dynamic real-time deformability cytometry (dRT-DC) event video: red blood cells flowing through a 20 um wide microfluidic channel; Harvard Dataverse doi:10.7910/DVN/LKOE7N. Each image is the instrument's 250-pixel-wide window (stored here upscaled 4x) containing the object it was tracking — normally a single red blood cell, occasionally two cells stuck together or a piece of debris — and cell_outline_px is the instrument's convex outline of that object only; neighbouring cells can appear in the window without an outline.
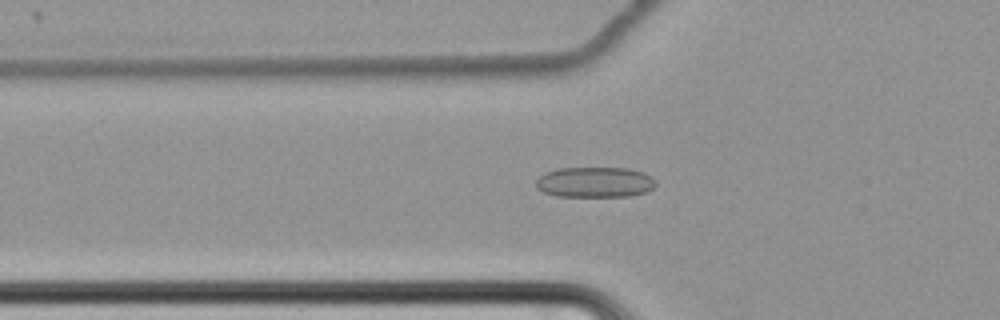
{"species": "common noctule bat (a hibernating species)", "species_latin": "Nyctalus noctula", "temperature_condition": "cold", "stored_images_in_passage": 55, "camera_frame_rate_fps": 3000, "um_per_image_px": 0.085, "animal": {"sex": "female", "body_mass_g": 22.7, "forearm_length_mm": 54.2}, "frame": {"image": 1, "passage_image": 16, "time_ms": 5.0, "image_size_px": [1000, 320], "cell_outline_px": [[656, 184], [652, 188], [644, 192], [628, 196], [556, 196], [544, 192], [536, 188], [536, 180], [544, 172], [556, 168], [628, 168], [644, 172], [652, 176], [656, 180]], "centroid_in_image_um": [50.55, 15.47], "position_along_channel_um": 75.2, "area_um2": 21.39}}
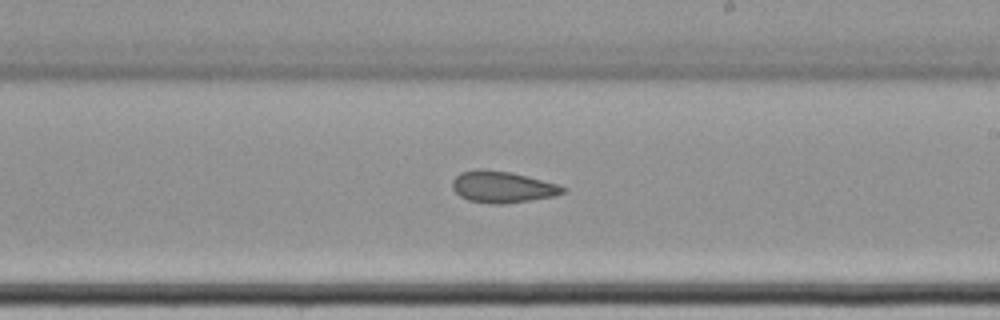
{"frame": {"image": 2, "passage_image": 31, "time_ms": 10.0, "image_size_px": [1000, 320], "cell_outline_px": [[568, 188], [564, 192], [552, 196], [504, 204], [488, 204], [468, 200], [460, 196], [452, 188], [452, 180], [460, 172], [476, 168], [484, 168], [512, 172], [556, 184]], "centroid_in_image_um": [42.64, 15.87], "position_along_channel_um": 246.4, "area_um2": 20.35}}
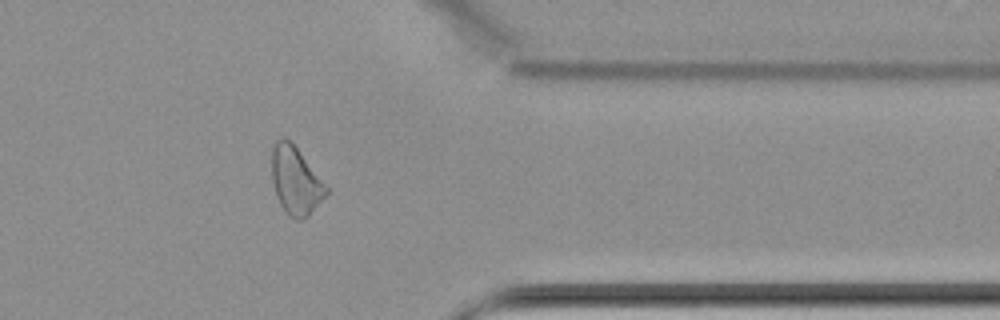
{"frame": {"image": 3, "passage_image": 44, "time_ms": 14.333, "image_size_px": [1000, 320], "cell_outline_px": [[328, 192], [308, 216], [300, 220], [296, 220], [288, 216], [280, 204], [276, 196], [272, 180], [272, 144], [276, 140], [284, 136], [296, 148], [328, 188]], "centroid_in_image_um": [25.09, 15.37], "position_along_channel_um": 386.3, "area_um2": 21.15}, "authors_computed_cell_mechanics": {"area_um2": 21.5016, "velocity_mm_per_s": 3.4477, "shape_relaxation_time_tau1_ms": null, "shape_relaxation_time_tau2_ms": 4.6, "deformation_change_tau1": null, "deformation_change_tau2": 0.0798}}